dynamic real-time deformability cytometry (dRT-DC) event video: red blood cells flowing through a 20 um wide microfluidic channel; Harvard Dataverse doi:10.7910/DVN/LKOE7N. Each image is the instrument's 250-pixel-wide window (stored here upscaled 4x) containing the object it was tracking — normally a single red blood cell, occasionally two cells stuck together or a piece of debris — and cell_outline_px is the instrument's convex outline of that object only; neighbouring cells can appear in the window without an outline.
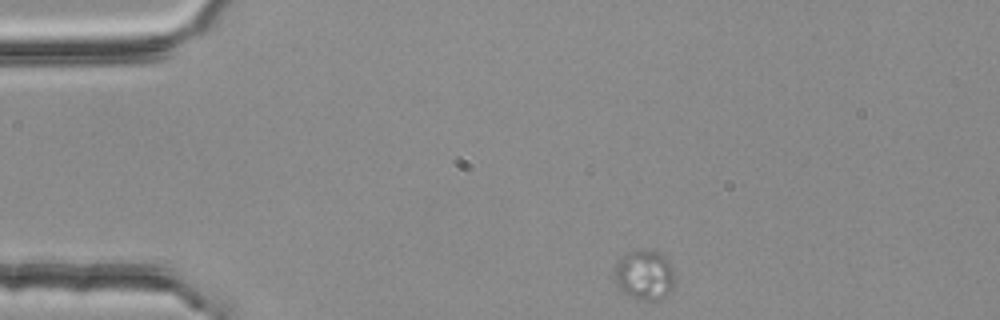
{"species": "common noctule bat (a hibernating species)", "species_latin": "Nyctalus noctula", "temperature_condition": "room temperature", "stored_images_in_passage": 42, "camera_frame_rate_fps": 3000, "um_per_image_px": 0.085, "animal": {"sex": "female", "body_mass_g": 25.1}, "frame": {"image": 1, "passage_image": 1, "time_ms": 0.0, "image_size_px": [1000, 320], "cell_outline_px": [[676, 280], [672, 288], [660, 300], [640, 300], [624, 292], [612, 280], [612, 268], [624, 252], [640, 248], [644, 248], [660, 252], [672, 264], [676, 276]], "centroid_in_image_um": [54.75, 23.31], "position_along_channel_um": 30.2, "area_um2": 18.38}}